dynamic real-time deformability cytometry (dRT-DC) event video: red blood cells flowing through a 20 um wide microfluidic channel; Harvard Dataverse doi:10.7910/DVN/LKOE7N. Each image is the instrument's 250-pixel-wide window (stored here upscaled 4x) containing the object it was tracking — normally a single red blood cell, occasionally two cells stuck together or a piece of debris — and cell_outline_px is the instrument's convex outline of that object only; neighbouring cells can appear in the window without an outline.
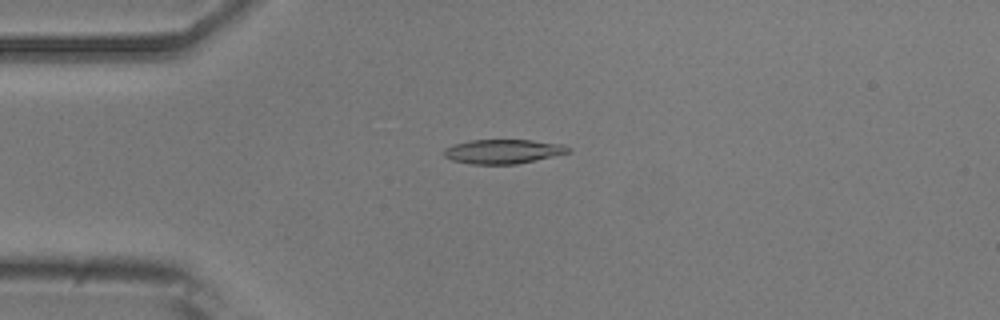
{"species": "common noctule bat (a hibernating species)", "species_latin": "Nyctalus noctula", "temperature_condition": "room temperature", "stored_images_in_passage": 3, "camera_frame_rate_fps": 3000, "um_per_image_px": 0.085, "animal": {"sex": "male", "body_mass_g": 20.5, "forearm_length_mm": 52.5}, "frame": {"image": 1, "passage_image": 1, "time_ms": 0.0, "image_size_px": [1000, 320], "cell_outline_px": [[572, 148], [568, 152], [516, 164], [472, 164], [452, 160], [444, 156], [444, 148], [468, 140], [532, 140], [564, 144]], "centroid_in_image_um": [42.74, 12.86], "position_along_channel_um": 42.3, "area_um2": 17.4}}
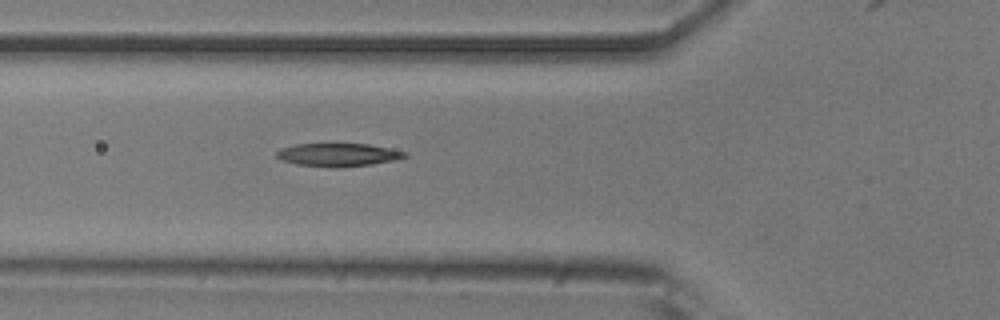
{"frame": {"image": 2, "passage_image": 3, "time_ms": 2.0, "image_size_px": [1000, 320], "cell_outline_px": [[408, 156], [396, 160], [372, 164], [296, 164], [284, 160], [276, 156], [276, 152], [284, 148], [296, 144], [368, 144], [408, 152]], "centroid_in_image_um": [28.82, 13.1], "position_along_channel_um": 97.0, "area_um2": 16.01}}